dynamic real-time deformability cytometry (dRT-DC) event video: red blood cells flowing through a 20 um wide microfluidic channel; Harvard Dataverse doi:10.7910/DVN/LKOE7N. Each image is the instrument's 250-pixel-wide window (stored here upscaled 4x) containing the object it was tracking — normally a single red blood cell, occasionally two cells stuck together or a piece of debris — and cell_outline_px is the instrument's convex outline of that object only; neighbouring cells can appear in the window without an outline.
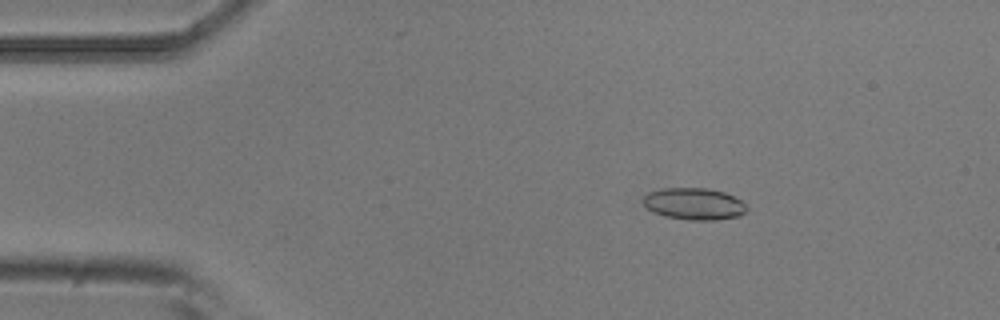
{"species": "common noctule bat (a hibernating species)", "species_latin": "Nyctalus noctula", "temperature_condition": "room temperature", "stored_images_in_passage": 4, "camera_frame_rate_fps": 3000, "um_per_image_px": 0.085, "animal": {"sex": "male", "body_mass_g": 20.5, "forearm_length_mm": 52.5}, "frame": {"image": 1, "passage_image": 2, "time_ms": 0.333, "image_size_px": [1000, 320], "cell_outline_px": [[748, 208], [744, 212], [736, 216], [712, 220], [688, 220], [664, 216], [648, 208], [640, 200], [648, 192], [660, 188], [708, 188], [724, 192], [740, 200]], "centroid_in_image_um": [58.94, 17.31], "position_along_channel_um": 26.1, "area_um2": 19.07}}
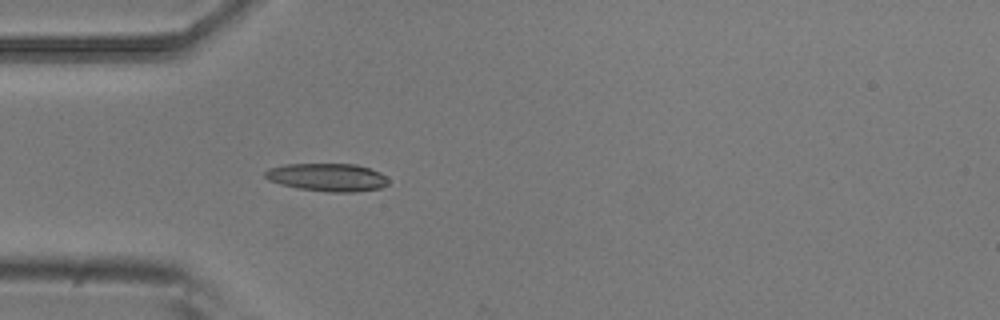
{"frame": {"image": 2, "passage_image": 4, "time_ms": 1.0, "image_size_px": [1000, 320], "cell_outline_px": [[388, 184], [380, 188], [356, 192], [328, 192], [296, 188], [280, 184], [268, 180], [264, 176], [264, 172], [268, 168], [284, 164], [356, 164], [380, 172], [388, 180]], "centroid_in_image_um": [27.79, 15.07], "position_along_channel_um": 57.2, "area_um2": 20.17}}